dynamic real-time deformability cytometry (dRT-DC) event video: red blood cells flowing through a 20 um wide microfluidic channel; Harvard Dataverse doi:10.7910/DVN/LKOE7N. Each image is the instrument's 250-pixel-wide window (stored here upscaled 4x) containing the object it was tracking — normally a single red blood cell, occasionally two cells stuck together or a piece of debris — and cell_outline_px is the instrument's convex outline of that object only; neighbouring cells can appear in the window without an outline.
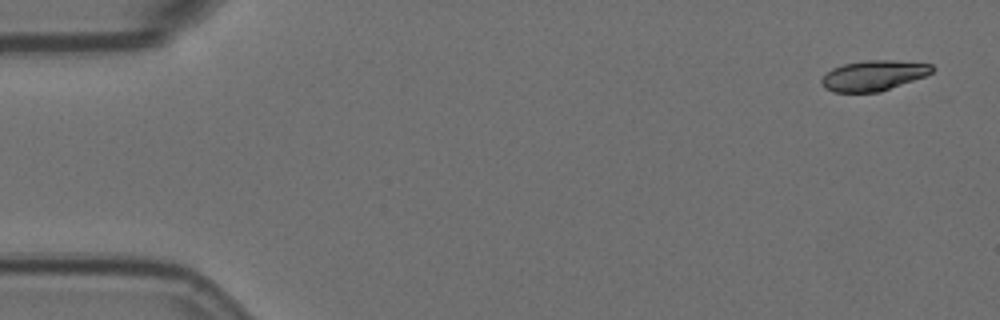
{"species": "Egyptian fruit bat (a non-hibernating species)", "species_latin": "Rousettus aegyptiacus", "temperature_condition": "room temperature", "stored_images_in_passage": 4, "camera_frame_rate_fps": 3000, "um_per_image_px": 0.085, "animal": {"sex": "female"}, "frame": {"image": 1, "passage_image": 1, "time_ms": 0.0, "image_size_px": [1000, 320], "cell_outline_px": [[936, 68], [932, 72], [924, 76], [880, 92], [832, 92], [824, 88], [820, 84], [820, 80], [832, 68], [844, 64], [864, 60], [896, 60], [932, 64]], "centroid_in_image_um": [74.24, 6.42], "position_along_channel_um": 10.8, "area_um2": 19.59}}